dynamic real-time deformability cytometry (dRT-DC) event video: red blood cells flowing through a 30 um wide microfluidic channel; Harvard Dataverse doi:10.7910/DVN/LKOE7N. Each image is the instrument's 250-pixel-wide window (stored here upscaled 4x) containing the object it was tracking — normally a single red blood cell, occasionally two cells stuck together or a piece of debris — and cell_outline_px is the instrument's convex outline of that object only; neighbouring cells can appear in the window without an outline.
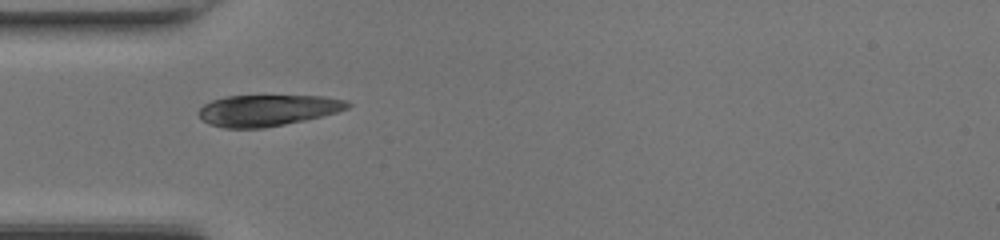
{"species": "common noctule bat (a hibernating species)", "species_latin": "Nyctalus noctula", "temperature_condition": "room temperature", "stored_images_in_passage": 34, "camera_frame_rate_fps": 3000, "um_per_image_px": 0.085, "animal": {"sex": "female", "body_mass_g": 17.0, "forearm_length_mm": 48.0}, "frame": {"image": 1, "passage_image": 1, "time_ms": 0.0, "image_size_px": [1000, 240], "cell_outline_px": [[352, 104], [348, 108], [336, 112], [304, 120], [264, 128], [224, 128], [208, 124], [196, 112], [204, 104], [212, 100], [224, 96], [324, 96], [348, 100]], "centroid_in_image_um": [22.72, 9.37], "position_along_channel_um": 62.3, "area_um2": 27.11}}
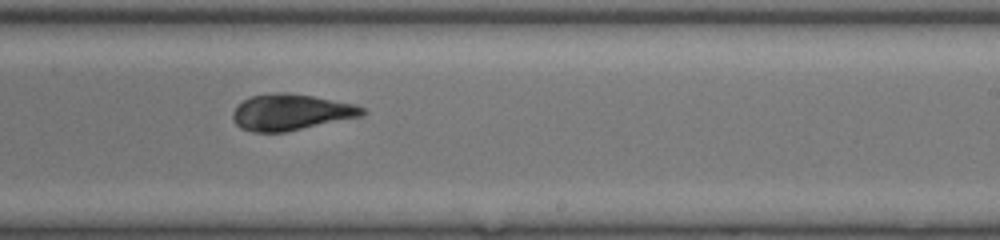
{"frame": {"image": 2, "passage_image": 15, "time_ms": 4.667, "image_size_px": [1000, 240], "cell_outline_px": [[368, 112], [364, 116], [284, 132], [252, 132], [240, 128], [232, 120], [232, 112], [236, 104], [248, 96], [276, 92], [284, 92], [312, 96], [356, 104], [364, 108]], "centroid_in_image_um": [24.71, 9.53], "position_along_channel_um": 264.3, "area_um2": 27.69}}
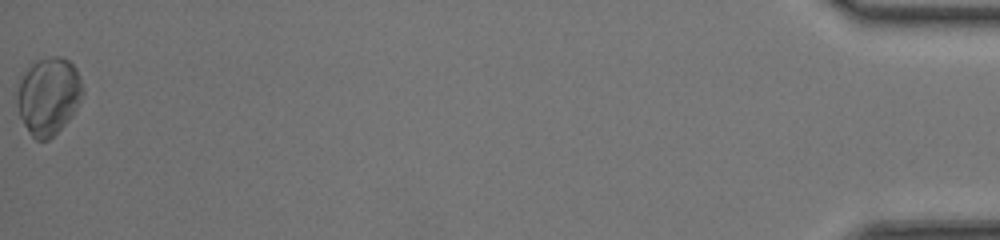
{"frame": {"image": 3, "passage_image": 34, "time_ms": 11.0, "image_size_px": [1000, 240], "cell_outline_px": [[84, 92], [72, 116], [48, 140], [36, 140], [28, 132], [20, 116], [16, 104], [16, 100], [20, 80], [28, 68], [36, 60], [52, 56], [60, 56], [68, 60], [76, 68], [80, 76], [84, 88]], "centroid_in_image_um": [4.13, 8.15], "position_along_channel_um": 431.1, "area_um2": 29.54}, "authors_computed_cell_mechanics": {"area_um2": 27.5995, "velocity_mm_per_s": 4.3418, "shape_relaxation_time_tau1_ms": 5.231, "shape_relaxation_time_tau2_ms": null, "deformation_change_tau1": 0.1683, "deformation_change_tau2": null}}